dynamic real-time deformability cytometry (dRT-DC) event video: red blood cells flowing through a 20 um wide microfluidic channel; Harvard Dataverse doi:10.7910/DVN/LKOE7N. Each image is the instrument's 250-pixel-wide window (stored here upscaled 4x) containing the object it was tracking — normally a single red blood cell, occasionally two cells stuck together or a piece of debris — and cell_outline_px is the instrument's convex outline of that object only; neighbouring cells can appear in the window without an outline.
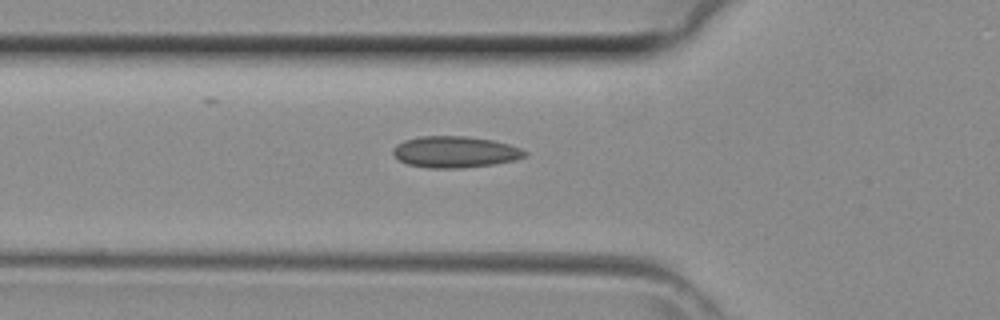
{"species": "common noctule bat (a hibernating species)", "species_latin": "Nyctalus noctula", "temperature_condition": "room temperature", "stored_images_in_passage": 41, "camera_frame_rate_fps": 3000, "um_per_image_px": 0.085, "animal": {"sex": "female", "body_mass_g": 29.2, "forearm_length_mm": 56.3}, "frame": {"image": 1, "passage_image": 14, "time_ms": 4.333, "image_size_px": [1000, 320], "cell_outline_px": [[528, 156], [516, 160], [496, 164], [464, 168], [428, 168], [408, 164], [400, 160], [392, 152], [392, 148], [396, 144], [404, 140], [420, 136], [464, 136], [492, 140], [508, 144], [520, 148], [528, 152]], "centroid_in_image_um": [38.7, 12.92], "position_along_channel_um": 87.1, "area_um2": 24.28}}
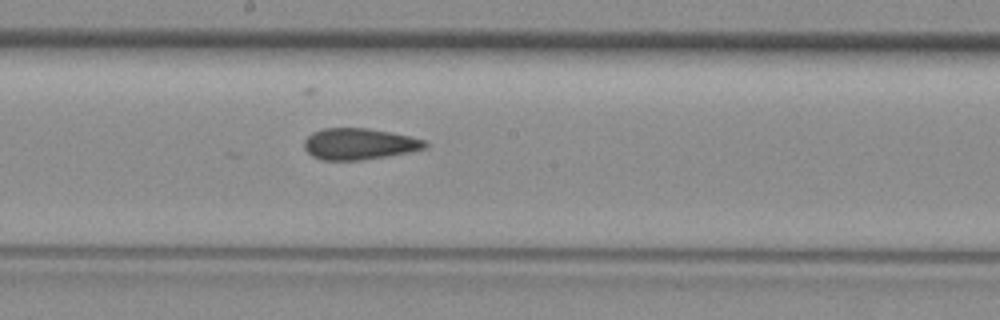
{"frame": {"image": 2, "passage_image": 22, "time_ms": 7.0, "image_size_px": [1000, 320], "cell_outline_px": [[428, 144], [424, 148], [408, 152], [388, 156], [360, 160], [320, 160], [312, 156], [304, 148], [304, 140], [312, 132], [324, 128], [368, 128], [408, 136], [424, 140]], "centroid_in_image_um": [30.48, 12.24], "position_along_channel_um": 217.7, "area_um2": 21.91}}
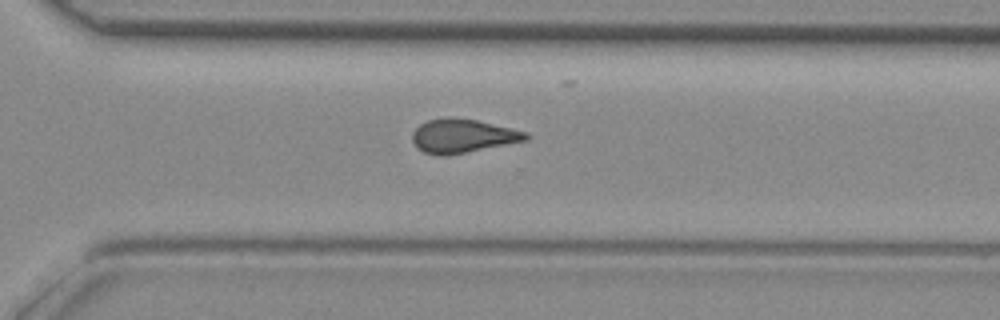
{"frame": {"image": 3, "passage_image": 29, "time_ms": 9.333, "image_size_px": [1000, 320], "cell_outline_px": [[528, 140], [448, 156], [440, 156], [424, 152], [416, 148], [412, 140], [412, 132], [420, 124], [428, 120], [448, 116], [452, 116], [476, 120], [528, 132]], "centroid_in_image_um": [39.3, 11.55], "position_along_channel_um": 331.3, "area_um2": 22.54}}